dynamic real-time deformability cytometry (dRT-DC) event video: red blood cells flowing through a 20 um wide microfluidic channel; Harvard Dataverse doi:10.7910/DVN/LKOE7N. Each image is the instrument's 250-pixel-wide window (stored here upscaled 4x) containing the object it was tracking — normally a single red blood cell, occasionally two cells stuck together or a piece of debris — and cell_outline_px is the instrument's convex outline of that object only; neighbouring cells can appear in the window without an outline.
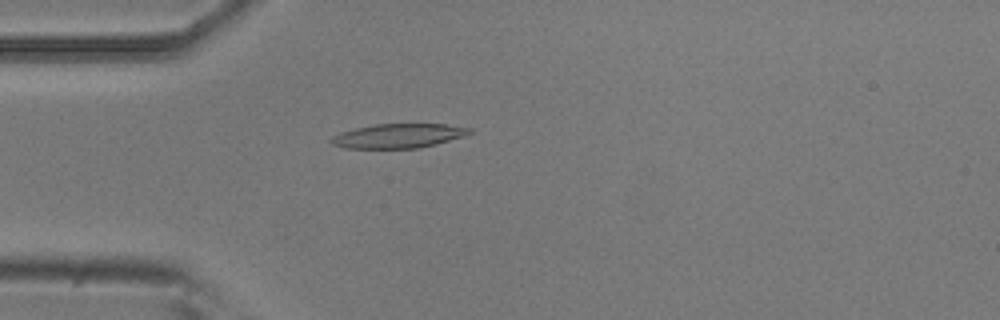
{"species": "common noctule bat (a hibernating species)", "species_latin": "Nyctalus noctula", "temperature_condition": "room temperature", "stored_images_in_passage": 54, "camera_frame_rate_fps": 3000, "um_per_image_px": 0.085, "animal": {"sex": "male", "body_mass_g": 20.5, "forearm_length_mm": 52.5}, "frame": {"image": 1, "passage_image": 15, "time_ms": 4.667, "image_size_px": [1000, 320], "cell_outline_px": [[472, 132], [464, 136], [436, 144], [420, 148], [344, 148], [332, 144], [328, 140], [332, 136], [340, 132], [356, 128], [376, 124], [444, 124], [472, 128]], "centroid_in_image_um": [33.84, 11.55], "position_along_channel_um": 51.2, "area_um2": 19.59}}
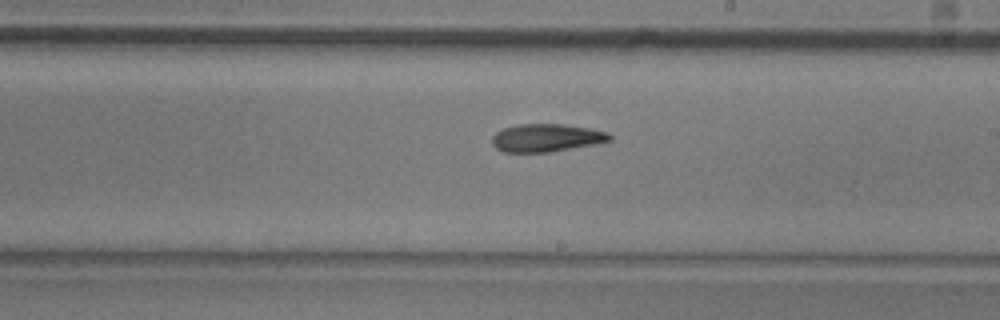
{"frame": {"image": 2, "passage_image": 31, "time_ms": 10.0, "image_size_px": [1000, 320], "cell_outline_px": [[612, 140], [592, 144], [548, 152], [504, 152], [496, 148], [492, 144], [492, 136], [496, 132], [504, 128], [520, 124], [560, 124], [588, 128], [608, 132], [612, 136]], "centroid_in_image_um": [46.41, 11.71], "position_along_channel_um": 242.6, "area_um2": 18.84}}
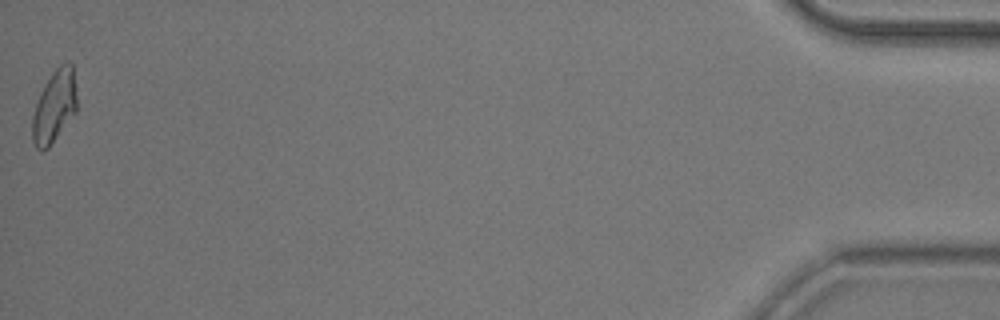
{"frame": {"image": 3, "passage_image": 54, "time_ms": 17.667, "image_size_px": [1000, 320], "cell_outline_px": [[76, 112], [48, 148], [40, 152], [36, 148], [32, 140], [32, 116], [40, 92], [44, 84], [52, 72], [60, 64], [68, 60], [72, 64], [76, 96]], "centroid_in_image_um": [4.6, 9.05], "position_along_channel_um": 430.6, "area_um2": 18.79}, "authors_computed_cell_mechanics": {"area_um2": 19.2763, "velocity_mm_per_s": 3.7348, "shape_relaxation_time_tau1_ms": 5.4813, "shape_relaxation_time_tau2_ms": 2.8689, "deformation_change_tau1": 0.1649, "deformation_change_tau2": 0.0962}}